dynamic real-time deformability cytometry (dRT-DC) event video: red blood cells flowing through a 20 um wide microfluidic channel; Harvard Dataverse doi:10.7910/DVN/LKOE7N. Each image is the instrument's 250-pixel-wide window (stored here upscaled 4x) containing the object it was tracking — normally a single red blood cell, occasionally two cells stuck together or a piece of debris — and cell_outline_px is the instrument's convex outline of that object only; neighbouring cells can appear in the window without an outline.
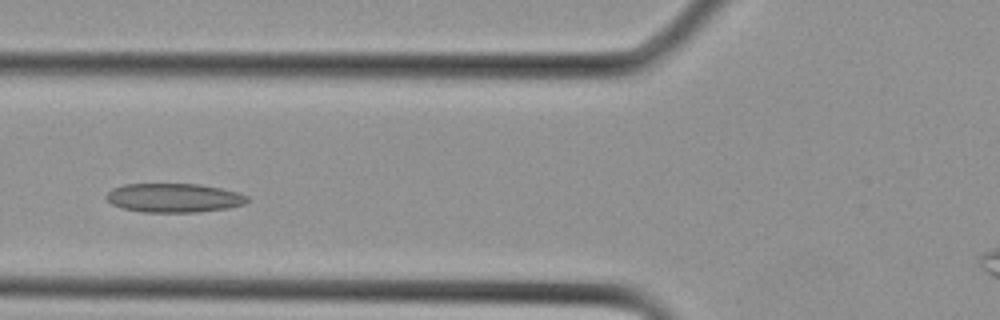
{"species": "Egyptian fruit bat (a non-hibernating species)", "species_latin": "Rousettus aegyptiacus", "temperature_condition": "cold", "stored_images_in_passage": 8, "camera_frame_rate_fps": 3000, "um_per_image_px": 0.085, "animal": {"sex": "female"}, "frame": {"image": 1, "passage_image": 3, "time_ms": 0.667, "image_size_px": [1000, 320], "cell_outline_px": [[248, 200], [244, 204], [228, 208], [196, 212], [144, 212], [124, 208], [112, 204], [104, 196], [112, 188], [124, 184], [200, 184], [220, 188], [236, 192], [248, 196]], "centroid_in_image_um": [14.77, 16.81], "position_along_channel_um": 111.0, "area_um2": 23.7}}
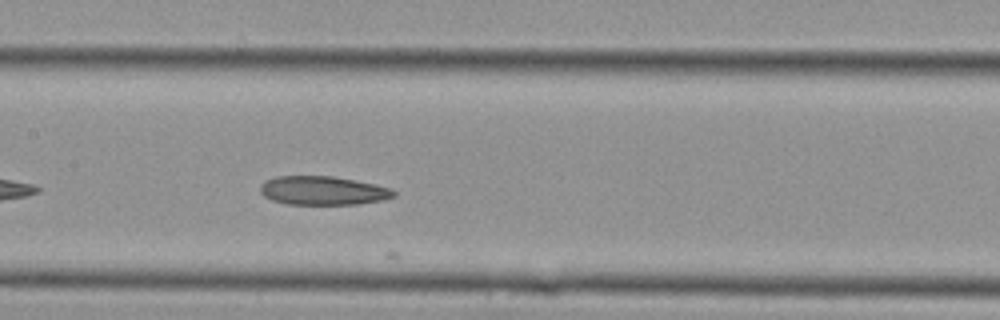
{"frame": {"image": 2, "passage_image": 6, "time_ms": 1.667, "image_size_px": [1000, 320], "cell_outline_px": [[396, 196], [384, 200], [356, 204], [288, 204], [272, 200], [264, 196], [260, 192], [260, 184], [264, 180], [276, 176], [332, 176], [356, 180], [392, 188], [396, 192]], "centroid_in_image_um": [27.45, 16.19], "position_along_channel_um": 179.9, "area_um2": 22.54}}